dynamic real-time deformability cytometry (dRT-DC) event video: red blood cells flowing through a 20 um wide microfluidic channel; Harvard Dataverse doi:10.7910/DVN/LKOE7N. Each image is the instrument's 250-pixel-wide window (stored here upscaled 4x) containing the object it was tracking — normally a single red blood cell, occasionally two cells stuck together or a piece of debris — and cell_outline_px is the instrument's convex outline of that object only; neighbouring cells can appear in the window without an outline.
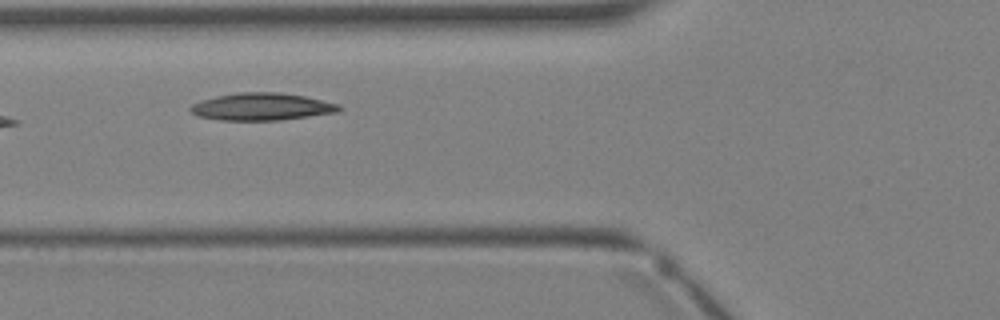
{"species": "Egyptian fruit bat (a non-hibernating species)", "species_latin": "Rousettus aegyptiacus", "temperature_condition": "warm", "stored_images_in_passage": 5, "camera_frame_rate_fps": 3000, "um_per_image_px": 0.085, "animal": {"sex": "female"}, "frame": {"image": 1, "passage_image": 5, "time_ms": 4.667, "image_size_px": [1000, 320], "cell_outline_px": [[344, 108], [340, 112], [280, 120], [220, 120], [200, 116], [192, 112], [188, 108], [192, 104], [200, 100], [216, 96], [240, 92], [276, 92], [304, 96], [340, 104]], "centroid_in_image_um": [22.29, 9.07], "position_along_channel_um": 103.5, "area_um2": 23.7}}